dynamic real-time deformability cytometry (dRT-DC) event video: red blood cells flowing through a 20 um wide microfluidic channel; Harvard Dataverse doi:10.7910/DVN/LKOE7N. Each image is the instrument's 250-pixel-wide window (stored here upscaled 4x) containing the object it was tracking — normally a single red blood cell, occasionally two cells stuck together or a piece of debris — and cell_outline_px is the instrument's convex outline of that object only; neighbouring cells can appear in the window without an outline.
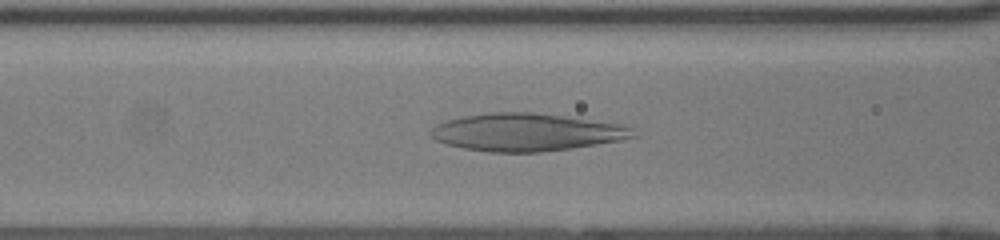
{"species": "human", "species_latin": "Homo sapiens", "temperature_condition": "room temperature", "stored_images_in_passage": 42, "camera_frame_rate_fps": 3000, "um_per_image_px": 0.085, "donor": {"sex": "female"}, "frame": {"image": 1, "passage_image": 14, "time_ms": 4.333, "image_size_px": [1000, 240], "cell_outline_px": [[640, 136], [624, 140], [572, 148], [540, 152], [488, 152], [464, 148], [448, 144], [436, 140], [428, 132], [436, 124], [448, 120], [464, 116], [492, 112], [532, 112], [564, 116], [624, 124], [632, 128]], "centroid_in_image_um": [44.82, 11.24], "position_along_channel_um": 121.8, "area_um2": 44.56}}
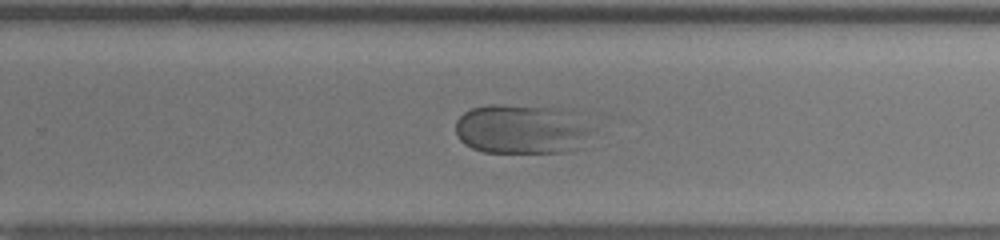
{"frame": {"image": 2, "passage_image": 26, "time_ms": 8.333, "image_size_px": [1000, 240], "cell_outline_px": [[592, 128], [576, 148], [572, 152], [484, 152], [472, 148], [464, 144], [456, 136], [456, 120], [464, 112], [472, 108], [488, 104], [500, 104], [572, 108], [580, 112]], "centroid_in_image_um": [44.36, 10.94], "position_along_channel_um": 285.4, "area_um2": 40.23}}
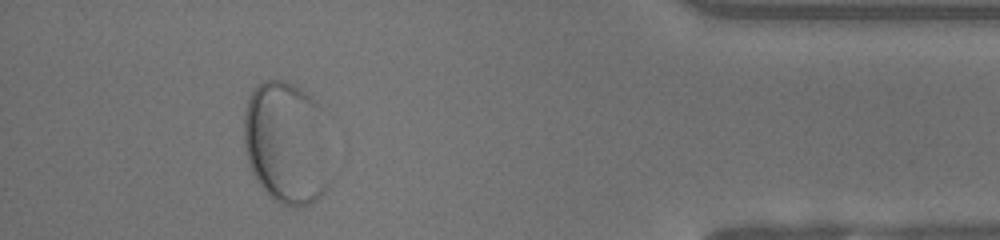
{"frame": {"image": 3, "passage_image": 38, "time_ms": 12.333, "image_size_px": [1000, 240], "cell_outline_px": [[328, 188], [316, 200], [308, 204], [296, 208], [292, 208], [280, 204], [256, 180], [252, 172], [244, 148], [244, 116], [248, 96], [256, 84], [264, 80], [280, 80], [292, 84], [308, 92], [316, 104], [328, 184]], "centroid_in_image_um": [24.23, 12.15], "position_along_channel_um": 411.0, "area_um2": 60.17}}